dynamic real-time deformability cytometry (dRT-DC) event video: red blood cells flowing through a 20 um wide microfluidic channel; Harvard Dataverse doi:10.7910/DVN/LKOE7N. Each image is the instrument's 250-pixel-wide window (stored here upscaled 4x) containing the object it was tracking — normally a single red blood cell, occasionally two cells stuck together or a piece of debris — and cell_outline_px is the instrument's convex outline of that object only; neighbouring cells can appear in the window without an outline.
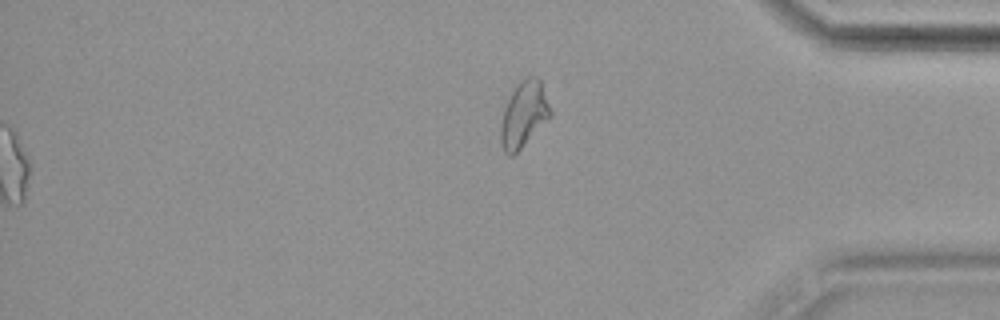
{"species": "common noctule bat (a hibernating species)", "species_latin": "Nyctalus noctula", "temperature_condition": "cold", "stored_images_in_passage": 57, "segment_of_instrument_passage": [2, 2], "camera_frame_rate_fps": 3000, "um_per_image_px": 0.085, "animal": {"sex": "female", "body_mass_g": 19.9}, "frame": {"image": 1, "passage_image": 57, "time_ms": 18.667, "image_size_px": [1000, 320], "cell_outline_px": [[552, 116], [512, 156], [508, 156], [504, 152], [500, 140], [500, 124], [504, 108], [516, 84], [524, 76], [536, 76], [540, 80], [552, 112]], "centroid_in_image_um": [44.51, 9.71], "position_along_channel_um": 390.7, "area_um2": 19.02}}